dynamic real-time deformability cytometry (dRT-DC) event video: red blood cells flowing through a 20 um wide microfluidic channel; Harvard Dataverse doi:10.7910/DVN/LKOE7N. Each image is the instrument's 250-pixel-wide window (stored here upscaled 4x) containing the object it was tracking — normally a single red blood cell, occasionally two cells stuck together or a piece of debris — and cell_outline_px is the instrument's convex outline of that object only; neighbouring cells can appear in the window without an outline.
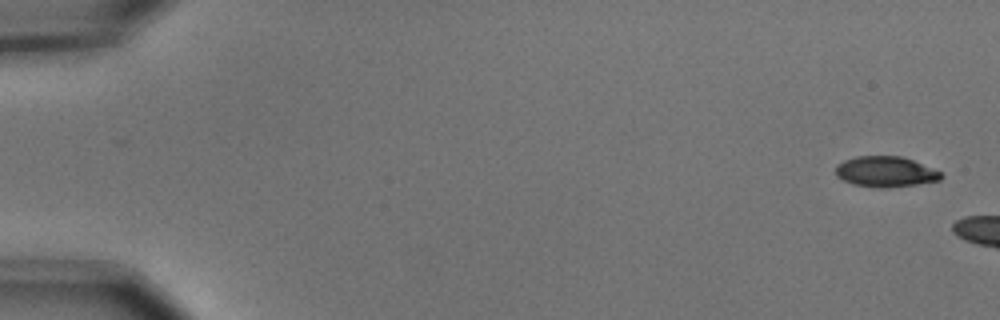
{"species": "common noctule bat (a hibernating species)", "species_latin": "Nyctalus noctula", "temperature_condition": "cold", "stored_images_in_passage": 6, "camera_frame_rate_fps": 3000, "um_per_image_px": 0.085, "animal": {"sex": "male", "body_mass_g": 15.6}, "frame": {"image": 1, "passage_image": 1, "time_ms": 0.0, "image_size_px": [1000, 320], "cell_outline_px": [[944, 176], [940, 180], [916, 184], [888, 188], [880, 188], [852, 184], [836, 176], [836, 164], [844, 160], [856, 156], [900, 156], [912, 160], [940, 172]], "centroid_in_image_um": [75.23, 14.6], "position_along_channel_um": 9.8, "area_um2": 18.67}}